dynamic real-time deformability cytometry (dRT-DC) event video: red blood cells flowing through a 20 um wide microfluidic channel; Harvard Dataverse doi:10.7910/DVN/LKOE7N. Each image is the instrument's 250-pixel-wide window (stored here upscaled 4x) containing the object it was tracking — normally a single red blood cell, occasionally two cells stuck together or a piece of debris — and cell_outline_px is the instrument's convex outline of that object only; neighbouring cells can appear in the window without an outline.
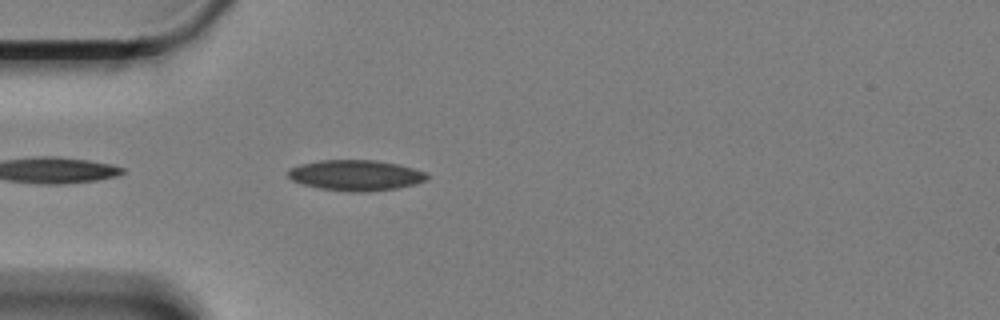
{"species": "Egyptian fruit bat (a non-hibernating species)", "species_latin": "Rousettus aegyptiacus", "temperature_condition": "cold", "stored_images_in_passage": 15, "camera_frame_rate_fps": 3000, "um_per_image_px": 0.085, "animal": {"sex": "female"}, "frame": {"image": 1, "passage_image": 3, "time_ms": 0.667, "image_size_px": [1000, 320], "cell_outline_px": [[428, 176], [424, 180], [416, 184], [396, 188], [368, 192], [352, 192], [320, 188], [304, 184], [292, 180], [288, 176], [288, 168], [300, 164], [320, 160], [372, 160], [396, 164], [412, 168], [424, 172]], "centroid_in_image_um": [30.2, 14.9], "position_along_channel_um": 54.8, "area_um2": 24.57}}
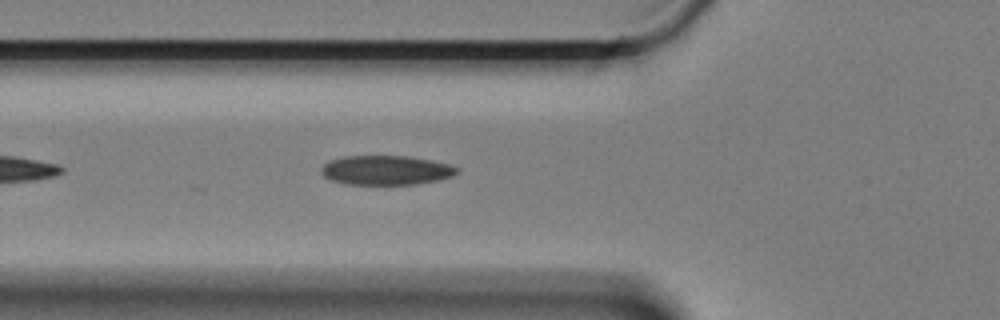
{"frame": {"image": 2, "passage_image": 7, "time_ms": 2.0, "image_size_px": [1000, 320], "cell_outline_px": [[460, 172], [452, 176], [440, 180], [416, 184], [344, 184], [328, 180], [320, 172], [320, 168], [324, 164], [332, 160], [348, 156], [404, 156], [432, 160], [448, 164], [460, 168]], "centroid_in_image_um": [32.83, 14.48], "position_along_channel_um": 93.0, "area_um2": 23.35}}